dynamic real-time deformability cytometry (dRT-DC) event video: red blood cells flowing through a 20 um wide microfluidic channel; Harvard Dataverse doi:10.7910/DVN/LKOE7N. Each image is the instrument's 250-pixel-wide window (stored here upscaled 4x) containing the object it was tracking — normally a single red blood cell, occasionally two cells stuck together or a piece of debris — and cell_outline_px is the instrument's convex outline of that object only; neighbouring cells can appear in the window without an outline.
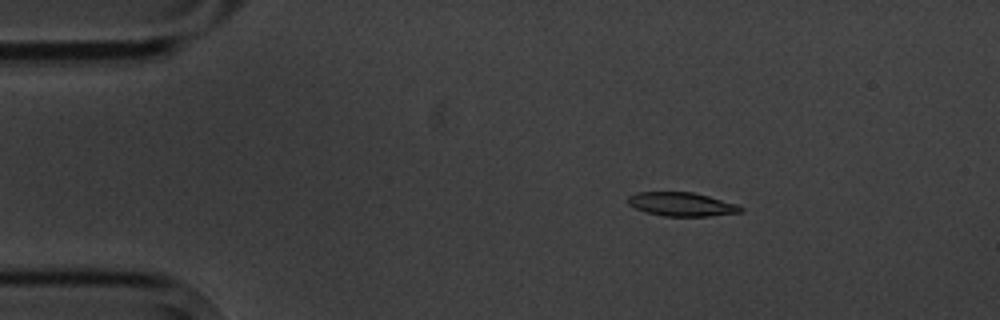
{"species": "common noctule bat (a hibernating species)", "species_latin": "Nyctalus noctula", "temperature_condition": "cold", "stored_images_in_passage": 6, "camera_frame_rate_fps": 3000, "um_per_image_px": 0.085, "animal": {"sex": "male", "body_mass_g": 20.1, "forearm_length_mm": 53.5}, "frame": {"image": 1, "passage_image": 3, "time_ms": 2.333, "image_size_px": [1000, 320], "cell_outline_px": [[744, 212], [708, 216], [664, 216], [648, 212], [636, 208], [628, 204], [628, 196], [636, 192], [692, 192], [708, 196], [736, 204], [744, 208]], "centroid_in_image_um": [57.95, 17.36], "position_along_channel_um": 27.0, "area_um2": 15.49}}